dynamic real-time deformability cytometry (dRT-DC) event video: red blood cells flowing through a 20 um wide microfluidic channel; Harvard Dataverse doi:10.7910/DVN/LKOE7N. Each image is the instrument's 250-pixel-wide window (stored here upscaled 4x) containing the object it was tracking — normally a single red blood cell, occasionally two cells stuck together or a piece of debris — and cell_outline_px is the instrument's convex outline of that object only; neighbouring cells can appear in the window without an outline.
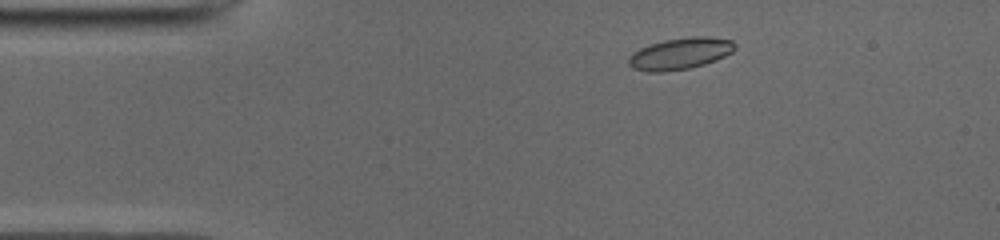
{"species": "common noctule bat (a hibernating species)", "species_latin": "Nyctalus noctula", "temperature_condition": "cold", "stored_images_in_passage": 11, "camera_frame_rate_fps": 3000, "um_per_image_px": 0.085, "animal": {"sex": "male", "body_mass_g": 19.0, "forearm_length_mm": 50.8}, "frame": {"image": 1, "passage_image": 5, "time_ms": 1.333, "image_size_px": [1000, 240], "cell_outline_px": [[736, 48], [732, 52], [716, 60], [704, 64], [688, 68], [660, 72], [648, 72], [632, 68], [628, 64], [628, 56], [632, 52], [648, 44], [664, 40], [692, 36], [708, 36], [732, 40], [736, 44]], "centroid_in_image_um": [57.79, 4.54], "position_along_channel_um": 27.2, "area_um2": 19.71}}